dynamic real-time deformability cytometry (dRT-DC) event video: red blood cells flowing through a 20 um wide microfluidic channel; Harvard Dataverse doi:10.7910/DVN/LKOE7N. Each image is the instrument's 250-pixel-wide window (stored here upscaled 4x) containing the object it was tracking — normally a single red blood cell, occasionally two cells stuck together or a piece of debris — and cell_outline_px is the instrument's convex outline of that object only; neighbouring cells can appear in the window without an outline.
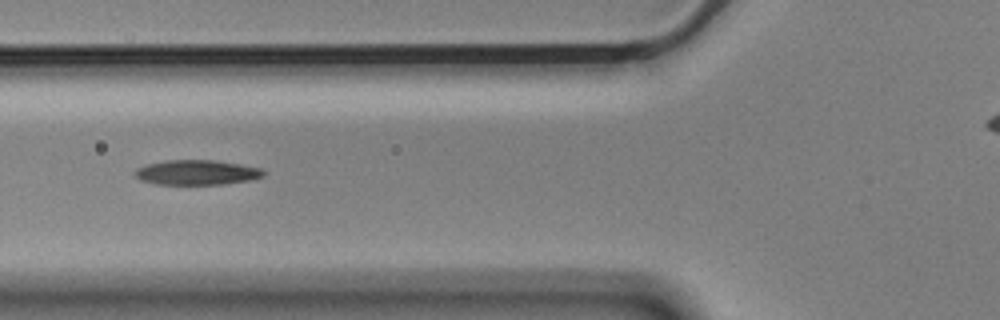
{"species": "Egyptian fruit bat (a non-hibernating species)", "species_latin": "Rousettus aegyptiacus", "temperature_condition": "cold", "stored_images_in_passage": 12, "camera_frame_rate_fps": 3000, "um_per_image_px": 0.085, "animal": {"sex": "male"}, "frame": {"image": 1, "passage_image": 7, "time_ms": 2.0, "image_size_px": [1000, 320], "cell_outline_px": [[264, 176], [248, 180], [224, 184], [156, 184], [140, 180], [132, 172], [136, 168], [148, 164], [168, 160], [216, 160], [240, 164], [260, 168], [264, 172]], "centroid_in_image_um": [16.69, 14.65], "position_along_channel_um": 109.1, "area_um2": 18.55}}